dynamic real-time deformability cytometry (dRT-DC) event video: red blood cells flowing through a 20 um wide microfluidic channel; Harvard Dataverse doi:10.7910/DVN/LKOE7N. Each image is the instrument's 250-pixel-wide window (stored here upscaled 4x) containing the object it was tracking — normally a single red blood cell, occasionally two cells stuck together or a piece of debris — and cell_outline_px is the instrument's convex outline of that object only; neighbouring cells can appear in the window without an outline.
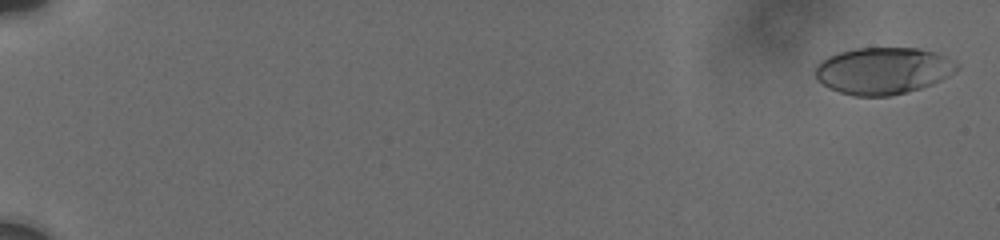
{"species": "human", "species_latin": "Homo sapiens", "temperature_condition": "cold", "stored_images_in_passage": 25, "camera_frame_rate_fps": 3000, "um_per_image_px": 0.085, "donor": {"sex": "male"}, "frame": {"image": 1, "passage_image": 1, "time_ms": 0.0, "image_size_px": [1000, 240], "cell_outline_px": [[960, 68], [948, 76], [932, 84], [920, 88], [888, 96], [856, 96], [840, 92], [828, 88], [816, 80], [816, 64], [820, 60], [828, 56], [840, 52], [856, 48], [920, 48], [936, 52], [960, 64]], "centroid_in_image_um": [75.05, 6.0], "position_along_channel_um": 9.9, "area_um2": 38.73}}
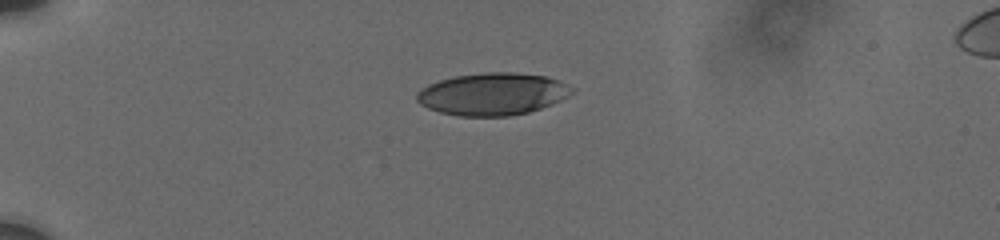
{"frame": {"image": 2, "passage_image": 19, "time_ms": 5.0, "image_size_px": [1000, 240], "cell_outline_px": [[576, 92], [552, 104], [528, 112], [508, 116], [460, 116], [440, 112], [428, 108], [420, 104], [416, 100], [416, 92], [420, 88], [428, 84], [440, 80], [456, 76], [484, 72], [512, 72], [548, 76], [560, 80], [576, 88]], "centroid_in_image_um": [41.89, 7.98], "position_along_channel_um": 43.1, "area_um2": 38.55}}
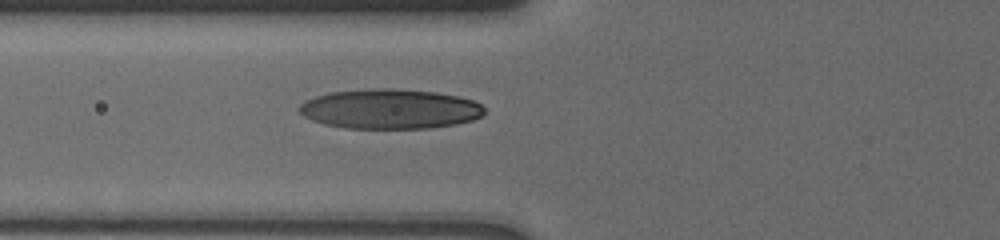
{"frame": {"image": 3, "passage_image": 25, "time_ms": 7.667, "image_size_px": [1000, 240], "cell_outline_px": [[484, 116], [472, 120], [456, 124], [428, 128], [348, 128], [324, 124], [312, 120], [304, 116], [296, 108], [304, 100], [316, 96], [332, 92], [372, 88], [392, 88], [436, 92], [460, 96], [472, 100], [480, 104], [484, 108]], "centroid_in_image_um": [33.14, 9.25], "position_along_channel_um": 92.7, "area_um2": 43.06}}